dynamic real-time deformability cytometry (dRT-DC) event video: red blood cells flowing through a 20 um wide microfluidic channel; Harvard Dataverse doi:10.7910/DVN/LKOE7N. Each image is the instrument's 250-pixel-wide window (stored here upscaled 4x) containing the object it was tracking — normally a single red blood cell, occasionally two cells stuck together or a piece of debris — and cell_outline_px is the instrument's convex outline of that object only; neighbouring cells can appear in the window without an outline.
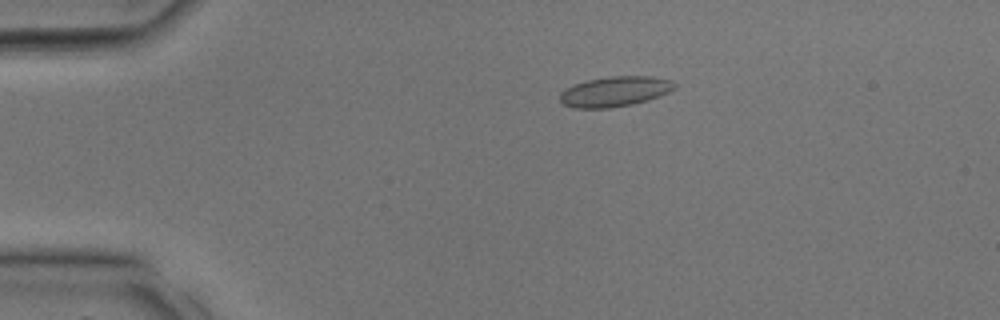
{"species": "common noctule bat (a hibernating species)", "species_latin": "Nyctalus noctula", "temperature_condition": "room temperature", "stored_images_in_passage": 24, "camera_frame_rate_fps": 3000, "um_per_image_px": 0.085, "animal": {"sex": "male", "body_mass_g": 17.9, "forearm_length_mm": 54.2}, "frame": {"image": 1, "passage_image": 3, "time_ms": 0.667, "image_size_px": [1000, 320], "cell_outline_px": [[676, 88], [668, 92], [648, 100], [632, 104], [608, 108], [572, 108], [564, 104], [560, 100], [560, 92], [564, 88], [588, 80], [612, 76], [652, 76], [672, 80], [676, 84]], "centroid_in_image_um": [52.27, 7.77], "position_along_channel_um": 32.7, "area_um2": 20.11}}
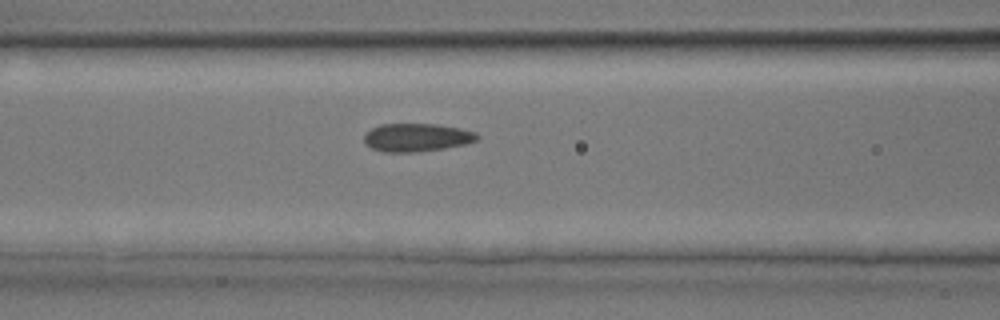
{"frame": {"image": 2, "passage_image": 10, "time_ms": 3.0, "image_size_px": [1000, 320], "cell_outline_px": [[480, 136], [476, 140], [464, 144], [444, 148], [416, 152], [380, 152], [364, 144], [364, 132], [380, 124], [436, 124], [460, 128], [476, 132]], "centroid_in_image_um": [35.37, 11.68], "position_along_channel_um": 131.2, "area_um2": 18.67}}
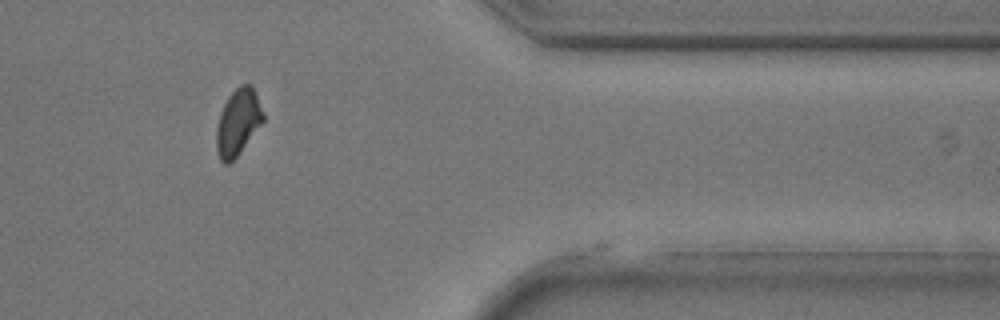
{"frame": {"image": 3, "passage_image": 23, "time_ms": 7.333, "image_size_px": [1000, 320], "cell_outline_px": [[264, 120], [240, 152], [228, 164], [224, 164], [220, 160], [216, 148], [216, 128], [220, 112], [228, 96], [240, 84], [248, 84], [256, 92], [264, 116]], "centroid_in_image_um": [20.21, 10.39], "position_along_channel_um": 391.2, "area_um2": 17.92}}